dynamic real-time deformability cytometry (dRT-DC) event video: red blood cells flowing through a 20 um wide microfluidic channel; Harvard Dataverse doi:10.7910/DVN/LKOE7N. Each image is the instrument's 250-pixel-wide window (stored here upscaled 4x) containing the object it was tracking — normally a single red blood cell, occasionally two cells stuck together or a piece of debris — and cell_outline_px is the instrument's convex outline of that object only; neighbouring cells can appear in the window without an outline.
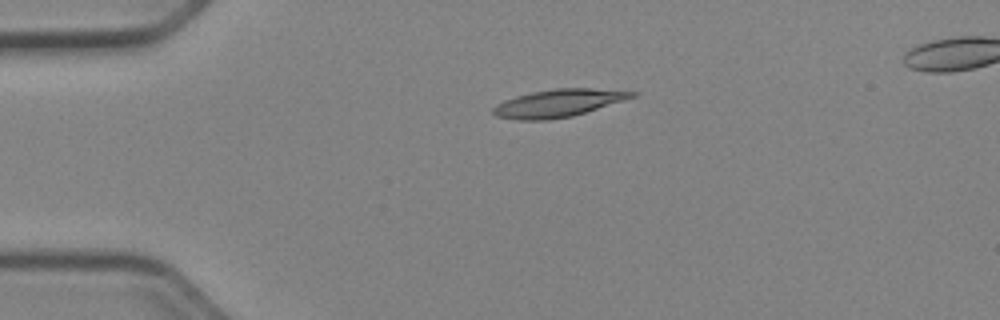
{"species": "Egyptian fruit bat (a non-hibernating species)", "species_latin": "Rousettus aegyptiacus", "temperature_condition": "cold", "stored_images_in_passage": 42, "segment_of_instrument_passage": [1, 2], "camera_frame_rate_fps": 3000, "um_per_image_px": 0.085, "animal": {"sex": "female"}, "frame": {"image": 1, "passage_image": 1, "time_ms": 0.0, "image_size_px": [1000, 320], "cell_outline_px": [[640, 92], [636, 96], [624, 100], [572, 116], [548, 120], [516, 120], [496, 116], [492, 112], [492, 108], [496, 104], [504, 100], [516, 96], [532, 92], [556, 88], [592, 88]], "centroid_in_image_um": [47.44, 8.76], "position_along_channel_um": 37.6, "area_um2": 22.31}}
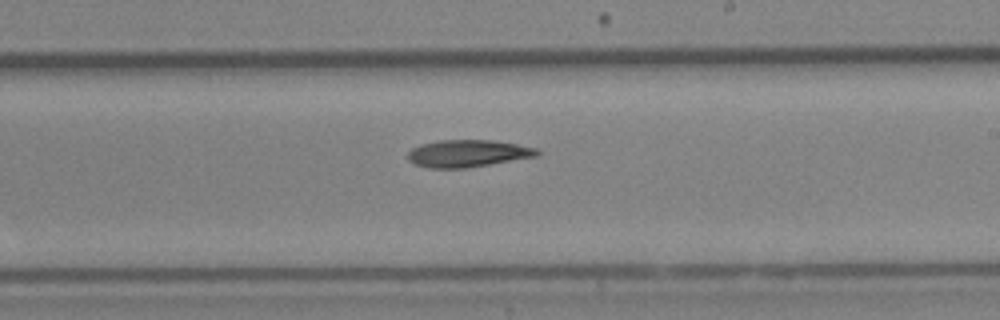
{"frame": {"image": 2, "passage_image": 20, "time_ms": 6.333, "image_size_px": [1000, 320], "cell_outline_px": [[540, 152], [536, 156], [464, 168], [428, 168], [412, 164], [408, 160], [408, 152], [412, 148], [420, 144], [440, 140], [492, 140], [516, 144], [536, 148]], "centroid_in_image_um": [39.69, 13.04], "position_along_channel_um": 249.3, "area_um2": 20.35}}
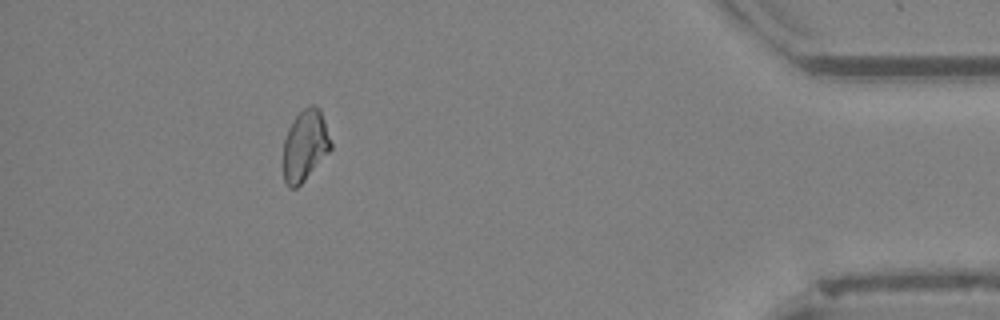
{"frame": {"image": 3, "passage_image": 36, "time_ms": 11.667, "image_size_px": [1000, 320], "cell_outline_px": [[332, 148], [304, 180], [296, 188], [288, 188], [284, 180], [284, 140], [288, 128], [292, 120], [304, 108], [312, 104], [320, 108], [332, 144]], "centroid_in_image_um": [25.92, 12.35], "position_along_channel_um": 409.3, "area_um2": 19.48}}